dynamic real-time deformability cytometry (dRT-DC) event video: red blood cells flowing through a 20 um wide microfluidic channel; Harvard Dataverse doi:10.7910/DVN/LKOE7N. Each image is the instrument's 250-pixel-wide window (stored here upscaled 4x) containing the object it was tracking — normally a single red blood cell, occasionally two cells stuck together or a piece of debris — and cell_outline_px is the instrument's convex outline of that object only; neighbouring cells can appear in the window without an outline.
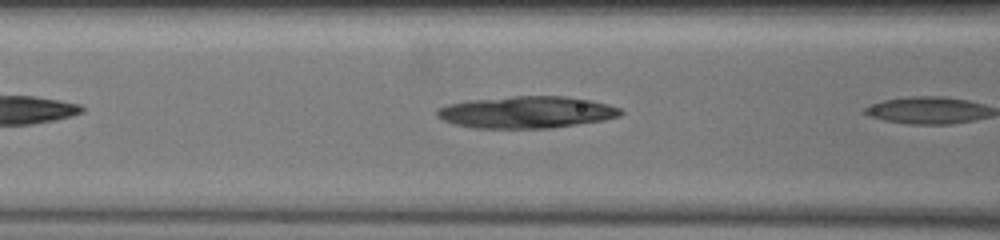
{"species": "common noctule bat (a hibernating species)", "species_latin": "Nyctalus noctula", "temperature_condition": "warm", "stored_images_in_passage": 4, "camera_frame_rate_fps": 3000, "um_per_image_px": 0.085, "animal": {"sex": "female", "body_mass_g": 19.5, "forearm_length_mm": 54.1}, "frame": {"image": 1, "passage_image": 3, "time_ms": 1.333, "image_size_px": [1000, 240], "cell_outline_px": [[624, 112], [620, 116], [604, 120], [552, 128], [472, 128], [456, 124], [444, 120], [436, 116], [436, 112], [440, 108], [448, 104], [472, 100], [516, 96], [564, 96], [588, 100], [620, 108]], "centroid_in_image_um": [44.76, 9.55], "position_along_channel_um": 121.8, "area_um2": 33.81}}